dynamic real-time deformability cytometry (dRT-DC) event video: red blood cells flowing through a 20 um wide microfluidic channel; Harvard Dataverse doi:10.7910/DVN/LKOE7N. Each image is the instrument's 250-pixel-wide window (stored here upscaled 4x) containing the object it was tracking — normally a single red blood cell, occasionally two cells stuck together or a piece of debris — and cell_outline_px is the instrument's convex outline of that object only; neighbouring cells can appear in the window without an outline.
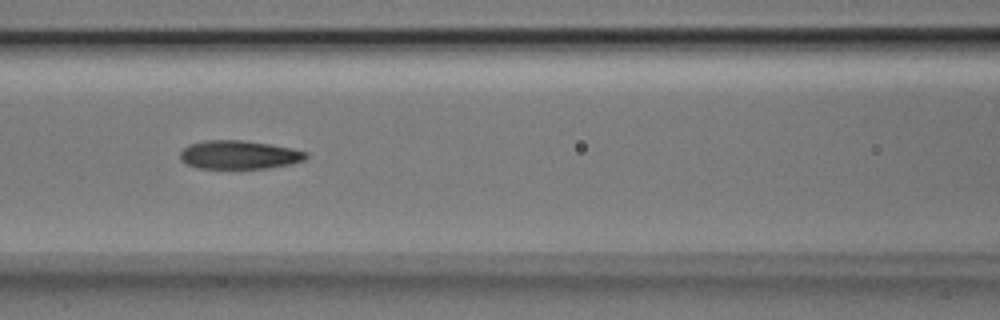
{"species": "Egyptian fruit bat (a non-hibernating species)", "species_latin": "Rousettus aegyptiacus", "temperature_condition": "room temperature", "stored_images_in_passage": 7, "camera_frame_rate_fps": 3000, "um_per_image_px": 0.085, "animal": {"sex": "male"}, "frame": {"image": 1, "passage_image": 6, "time_ms": 1.667, "image_size_px": [1000, 320], "cell_outline_px": [[308, 156], [304, 160], [292, 164], [268, 168], [196, 168], [180, 160], [180, 152], [188, 144], [204, 140], [244, 140], [292, 148], [308, 152]], "centroid_in_image_um": [20.32, 13.15], "position_along_channel_um": 146.3, "area_um2": 21.04}}
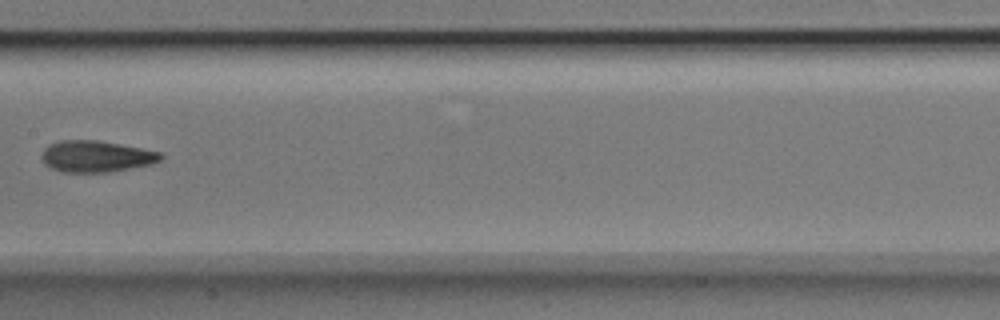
{"frame": {"image": 2, "passage_image": 7, "time_ms": 2.0, "image_size_px": [1000, 320], "cell_outline_px": [[164, 156], [160, 160], [152, 164], [108, 172], [60, 172], [44, 164], [40, 156], [44, 148], [48, 144], [60, 140], [96, 140], [120, 144], [160, 152]], "centroid_in_image_um": [8.13, 13.29], "position_along_channel_um": 199.3, "area_um2": 21.85}}